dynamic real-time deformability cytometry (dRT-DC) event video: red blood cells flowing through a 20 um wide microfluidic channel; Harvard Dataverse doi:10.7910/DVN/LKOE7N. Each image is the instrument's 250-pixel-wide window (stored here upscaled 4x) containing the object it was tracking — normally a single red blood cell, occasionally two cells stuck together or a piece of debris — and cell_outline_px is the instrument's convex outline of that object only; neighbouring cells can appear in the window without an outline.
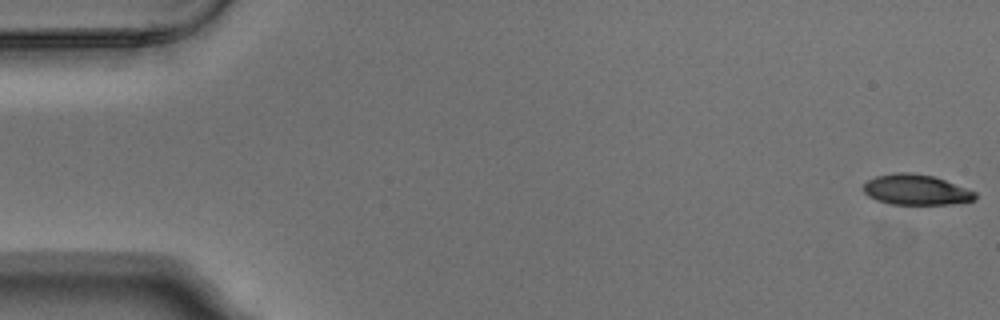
{"species": "Egyptian fruit bat (a non-hibernating species)", "species_latin": "Rousettus aegyptiacus", "temperature_condition": "warm", "stored_images_in_passage": 6, "segment_of_instrument_passage": [1, 2], "camera_frame_rate_fps": 3000, "um_per_image_px": 0.085, "animal": {"sex": "male"}, "frame": {"image": 1, "passage_image": 1, "time_ms": 0.0, "image_size_px": [1000, 320], "cell_outline_px": [[976, 200], [952, 204], [892, 204], [876, 200], [868, 196], [864, 192], [864, 184], [868, 180], [876, 176], [892, 172], [912, 172], [936, 176], [976, 192]], "centroid_in_image_um": [77.87, 16.11], "position_along_channel_um": 7.1, "area_um2": 20.0}}
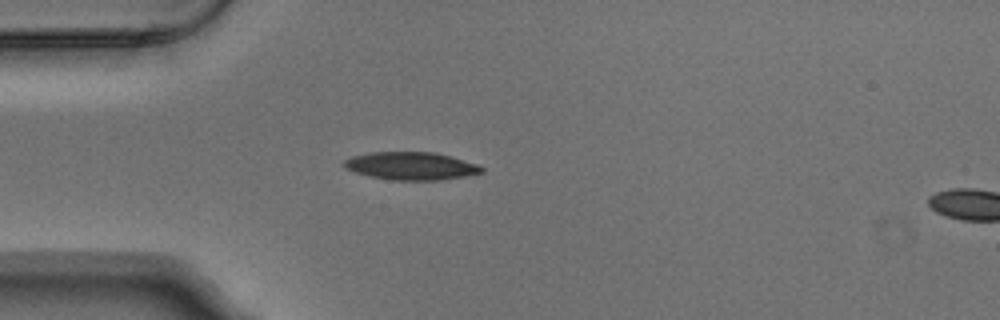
{"frame": {"image": 2, "passage_image": 5, "time_ms": 1.333, "image_size_px": [1000, 320], "cell_outline_px": [[484, 172], [464, 176], [440, 180], [392, 180], [368, 176], [344, 168], [344, 160], [352, 156], [372, 152], [432, 152], [452, 156], [480, 164], [484, 168]], "centroid_in_image_um": [34.98, 14.1], "position_along_channel_um": 50.0, "area_um2": 22.43}}